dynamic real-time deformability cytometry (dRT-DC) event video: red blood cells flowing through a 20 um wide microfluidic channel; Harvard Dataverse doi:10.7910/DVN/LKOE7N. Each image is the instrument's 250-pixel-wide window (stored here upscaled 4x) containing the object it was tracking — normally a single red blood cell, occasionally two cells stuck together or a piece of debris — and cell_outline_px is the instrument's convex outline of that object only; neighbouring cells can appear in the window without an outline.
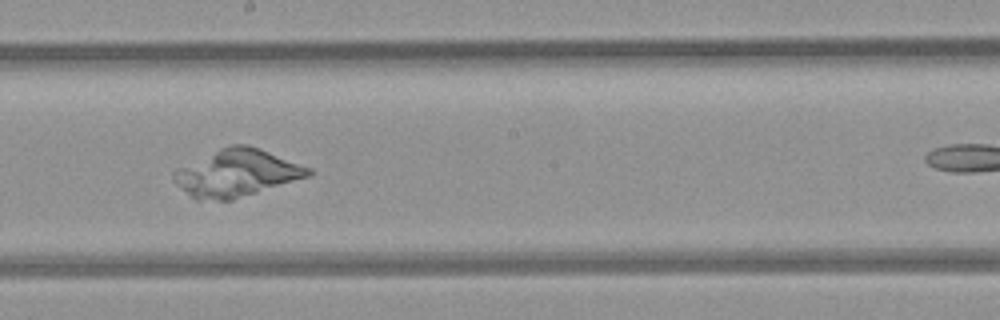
{"species": "common noctule bat (a hibernating species)", "species_latin": "Nyctalus noctula", "temperature_condition": "room temperature", "stored_images_in_passage": 36, "camera_frame_rate_fps": 3000, "um_per_image_px": 0.085, "animal": {"sex": "female", "body_mass_g": 21.9}, "frame": {"image": 1, "passage_image": 26, "time_ms": 8.333, "image_size_px": [1000, 320], "cell_outline_px": [[312, 172], [308, 176], [232, 200], [196, 200], [180, 188], [172, 180], [172, 172], [176, 168], [220, 148], [232, 144], [248, 144], [260, 148], [312, 168]], "centroid_in_image_um": [20.08, 14.7], "position_along_channel_um": 228.1, "area_um2": 36.88}}
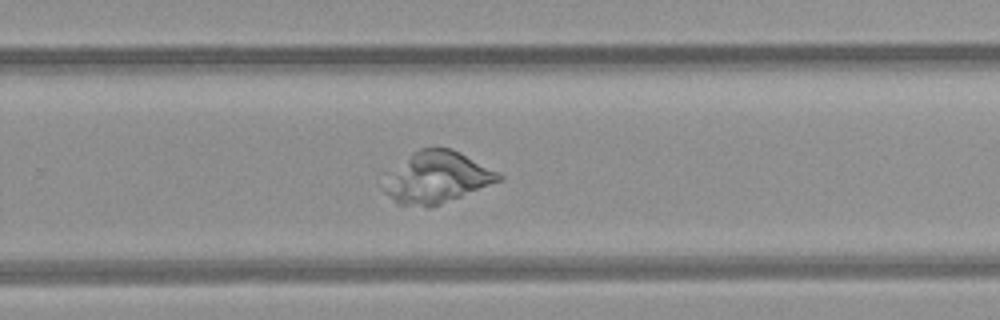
{"frame": {"image": 2, "passage_image": 31, "time_ms": 10.0, "image_size_px": [1000, 320], "cell_outline_px": [[504, 180], [432, 208], [424, 208], [396, 204], [380, 188], [384, 172], [412, 152], [420, 148], [452, 148], [500, 172], [504, 176]], "centroid_in_image_um": [37.07, 15.1], "position_along_channel_um": 292.7, "area_um2": 35.89}}